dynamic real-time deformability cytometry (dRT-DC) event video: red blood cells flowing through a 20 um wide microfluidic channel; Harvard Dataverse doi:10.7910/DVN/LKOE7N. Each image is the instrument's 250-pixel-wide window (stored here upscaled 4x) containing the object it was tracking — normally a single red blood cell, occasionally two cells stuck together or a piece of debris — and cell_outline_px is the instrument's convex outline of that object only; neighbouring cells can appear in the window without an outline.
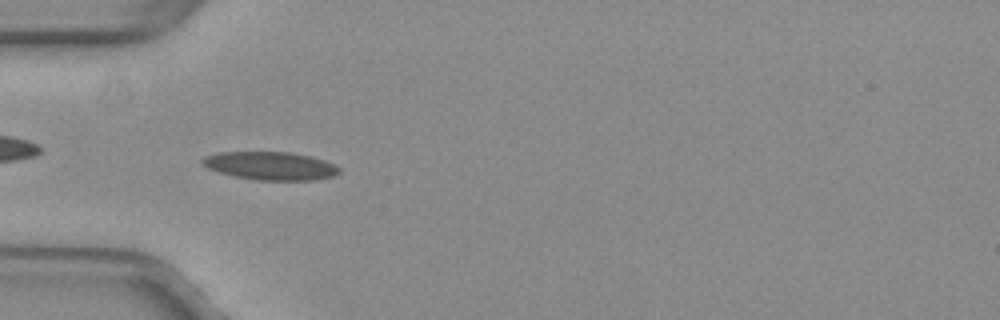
{"species": "common noctule bat (a hibernating species)", "species_latin": "Nyctalus noctula", "temperature_condition": "warm", "stored_images_in_passage": 37, "camera_frame_rate_fps": 3000, "um_per_image_px": 0.085, "animal": {"sex": "female", "body_mass_g": 29.2, "forearm_length_mm": 56.3}, "frame": {"image": 1, "passage_image": 2, "time_ms": 0.333, "image_size_px": [1000, 320], "cell_outline_px": [[340, 172], [336, 176], [312, 180], [256, 180], [236, 176], [220, 172], [208, 168], [200, 164], [200, 160], [204, 156], [220, 152], [288, 152], [312, 156], [324, 160], [340, 168]], "centroid_in_image_um": [22.99, 14.09], "position_along_channel_um": 62.0, "area_um2": 22.48}}
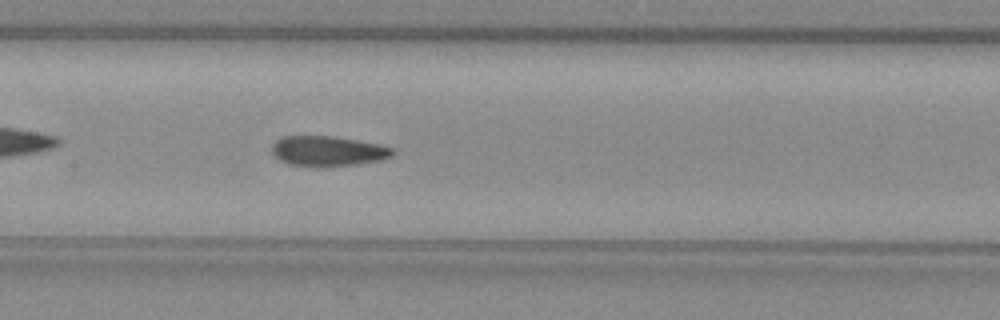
{"frame": {"image": 2, "passage_image": 11, "time_ms": 3.333, "image_size_px": [1000, 320], "cell_outline_px": [[396, 152], [392, 156], [384, 160], [356, 164], [324, 168], [312, 168], [288, 164], [280, 160], [272, 152], [272, 144], [280, 136], [336, 136], [380, 144], [392, 148]], "centroid_in_image_um": [27.88, 12.86], "position_along_channel_um": 179.5, "area_um2": 21.85}}
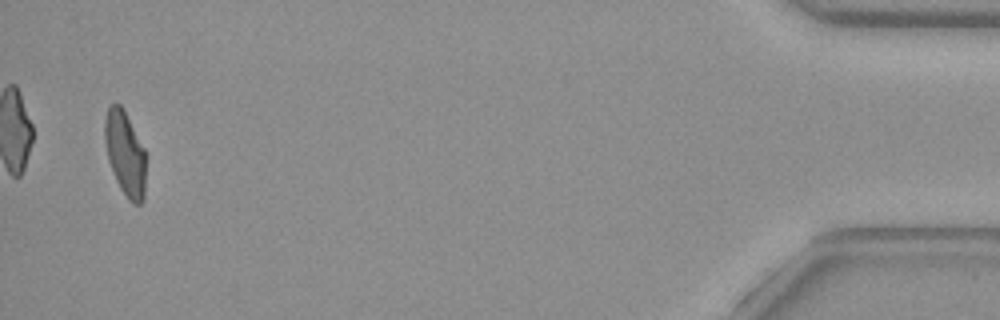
{"frame": {"image": 3, "passage_image": 36, "time_ms": 11.667, "image_size_px": [1000, 320], "cell_outline_px": [[144, 200], [140, 204], [132, 204], [128, 200], [120, 188], [116, 180], [108, 160], [104, 140], [104, 120], [108, 108], [112, 104], [120, 104], [124, 108], [144, 148]], "centroid_in_image_um": [10.61, 13.04], "position_along_channel_um": 424.6, "area_um2": 20.23}, "authors_computed_cell_mechanics": {"area_um2": 21.5594, "velocity_mm_per_s": 3.9941, "shape_relaxation_time_tau1_ms": 8.8158, "shape_relaxation_time_tau2_ms": 1.674, "deformation_change_tau1": 0.2182, "deformation_change_tau2": 0.0694}}